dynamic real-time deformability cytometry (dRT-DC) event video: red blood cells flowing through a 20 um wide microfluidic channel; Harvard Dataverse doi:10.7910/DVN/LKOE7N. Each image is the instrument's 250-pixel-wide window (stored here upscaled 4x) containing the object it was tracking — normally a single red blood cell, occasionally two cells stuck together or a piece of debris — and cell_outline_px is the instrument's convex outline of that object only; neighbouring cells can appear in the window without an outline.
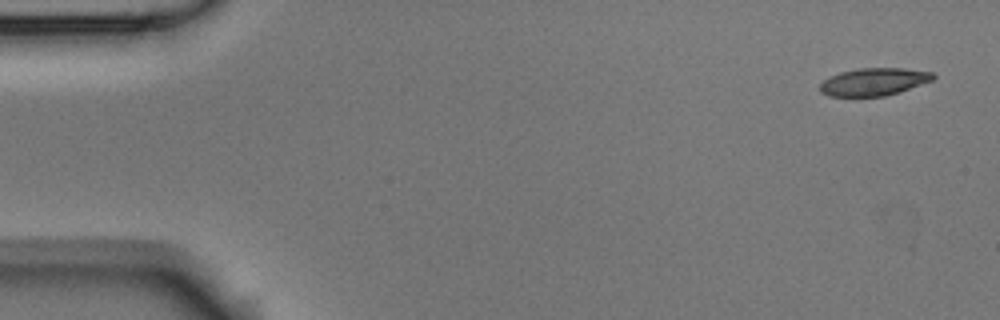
{"species": "Egyptian fruit bat (a non-hibernating species)", "species_latin": "Rousettus aegyptiacus", "temperature_condition": "room temperature", "stored_images_in_passage": 5, "segment_of_instrument_passage": [2, 2], "camera_frame_rate_fps": 3000, "um_per_image_px": 0.085, "animal": {"sex": "male"}, "frame": {"image": 1, "passage_image": 5, "time_ms": 1.333, "image_size_px": [1000, 320], "cell_outline_px": [[936, 76], [932, 80], [900, 92], [884, 96], [832, 96], [820, 92], [820, 84], [828, 76], [840, 72], [856, 68], [904, 68], [932, 72]], "centroid_in_image_um": [74.26, 6.94], "position_along_channel_um": 10.7, "area_um2": 18.21}}